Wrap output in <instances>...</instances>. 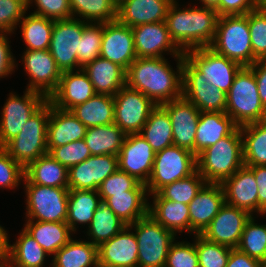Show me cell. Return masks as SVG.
Wrapping results in <instances>:
<instances>
[{
    "instance_id": "cell-1",
    "label": "cell",
    "mask_w": 266,
    "mask_h": 267,
    "mask_svg": "<svg viewBox=\"0 0 266 267\" xmlns=\"http://www.w3.org/2000/svg\"><path fill=\"white\" fill-rule=\"evenodd\" d=\"M185 57H176L177 71L165 57L136 58L126 71V85L140 91L156 105L182 96V68Z\"/></svg>"
},
{
    "instance_id": "cell-2",
    "label": "cell",
    "mask_w": 266,
    "mask_h": 267,
    "mask_svg": "<svg viewBox=\"0 0 266 267\" xmlns=\"http://www.w3.org/2000/svg\"><path fill=\"white\" fill-rule=\"evenodd\" d=\"M174 0L166 14V25L171 40L184 53L187 50L210 47L216 34L219 15L212 8L178 7ZM179 8V9H178Z\"/></svg>"
},
{
    "instance_id": "cell-3",
    "label": "cell",
    "mask_w": 266,
    "mask_h": 267,
    "mask_svg": "<svg viewBox=\"0 0 266 267\" xmlns=\"http://www.w3.org/2000/svg\"><path fill=\"white\" fill-rule=\"evenodd\" d=\"M197 171L207 183H222L244 165L240 127L196 156Z\"/></svg>"
},
{
    "instance_id": "cell-4",
    "label": "cell",
    "mask_w": 266,
    "mask_h": 267,
    "mask_svg": "<svg viewBox=\"0 0 266 267\" xmlns=\"http://www.w3.org/2000/svg\"><path fill=\"white\" fill-rule=\"evenodd\" d=\"M225 113L238 127L266 120L253 70L243 66L235 76L226 98Z\"/></svg>"
},
{
    "instance_id": "cell-5",
    "label": "cell",
    "mask_w": 266,
    "mask_h": 267,
    "mask_svg": "<svg viewBox=\"0 0 266 267\" xmlns=\"http://www.w3.org/2000/svg\"><path fill=\"white\" fill-rule=\"evenodd\" d=\"M210 48L242 66H251L257 61L250 40L249 12L244 15L219 16Z\"/></svg>"
},
{
    "instance_id": "cell-6",
    "label": "cell",
    "mask_w": 266,
    "mask_h": 267,
    "mask_svg": "<svg viewBox=\"0 0 266 267\" xmlns=\"http://www.w3.org/2000/svg\"><path fill=\"white\" fill-rule=\"evenodd\" d=\"M50 112L51 103L47 100L28 119L20 133L3 147L24 168L48 153L47 125Z\"/></svg>"
},
{
    "instance_id": "cell-7",
    "label": "cell",
    "mask_w": 266,
    "mask_h": 267,
    "mask_svg": "<svg viewBox=\"0 0 266 267\" xmlns=\"http://www.w3.org/2000/svg\"><path fill=\"white\" fill-rule=\"evenodd\" d=\"M138 243V267H165L167 254L176 235L149 214L129 225Z\"/></svg>"
},
{
    "instance_id": "cell-8",
    "label": "cell",
    "mask_w": 266,
    "mask_h": 267,
    "mask_svg": "<svg viewBox=\"0 0 266 267\" xmlns=\"http://www.w3.org/2000/svg\"><path fill=\"white\" fill-rule=\"evenodd\" d=\"M197 170L196 155L171 145L155 155L152 173L145 184L148 195L157 193L165 185L190 176Z\"/></svg>"
},
{
    "instance_id": "cell-9",
    "label": "cell",
    "mask_w": 266,
    "mask_h": 267,
    "mask_svg": "<svg viewBox=\"0 0 266 267\" xmlns=\"http://www.w3.org/2000/svg\"><path fill=\"white\" fill-rule=\"evenodd\" d=\"M26 220L66 222L69 188L30 183L25 177Z\"/></svg>"
},
{
    "instance_id": "cell-10",
    "label": "cell",
    "mask_w": 266,
    "mask_h": 267,
    "mask_svg": "<svg viewBox=\"0 0 266 267\" xmlns=\"http://www.w3.org/2000/svg\"><path fill=\"white\" fill-rule=\"evenodd\" d=\"M86 24V21L76 18L54 21L48 50L62 72L82 69L79 65V45Z\"/></svg>"
},
{
    "instance_id": "cell-11",
    "label": "cell",
    "mask_w": 266,
    "mask_h": 267,
    "mask_svg": "<svg viewBox=\"0 0 266 267\" xmlns=\"http://www.w3.org/2000/svg\"><path fill=\"white\" fill-rule=\"evenodd\" d=\"M48 100L40 92L27 90L23 96L10 93L2 108L0 120V147L16 137L28 119Z\"/></svg>"
},
{
    "instance_id": "cell-12",
    "label": "cell",
    "mask_w": 266,
    "mask_h": 267,
    "mask_svg": "<svg viewBox=\"0 0 266 267\" xmlns=\"http://www.w3.org/2000/svg\"><path fill=\"white\" fill-rule=\"evenodd\" d=\"M185 59L213 84L226 94L236 74L243 67L236 61L216 53L210 47H201L184 52Z\"/></svg>"
},
{
    "instance_id": "cell-13",
    "label": "cell",
    "mask_w": 266,
    "mask_h": 267,
    "mask_svg": "<svg viewBox=\"0 0 266 267\" xmlns=\"http://www.w3.org/2000/svg\"><path fill=\"white\" fill-rule=\"evenodd\" d=\"M157 105L140 91L122 87L114 95V123L126 134H139Z\"/></svg>"
},
{
    "instance_id": "cell-14",
    "label": "cell",
    "mask_w": 266,
    "mask_h": 267,
    "mask_svg": "<svg viewBox=\"0 0 266 267\" xmlns=\"http://www.w3.org/2000/svg\"><path fill=\"white\" fill-rule=\"evenodd\" d=\"M182 96L200 112H225L227 94L208 83L185 58L182 68Z\"/></svg>"
},
{
    "instance_id": "cell-15",
    "label": "cell",
    "mask_w": 266,
    "mask_h": 267,
    "mask_svg": "<svg viewBox=\"0 0 266 267\" xmlns=\"http://www.w3.org/2000/svg\"><path fill=\"white\" fill-rule=\"evenodd\" d=\"M22 62L29 84L27 90H33L49 96L57 89L62 71L49 50H26Z\"/></svg>"
},
{
    "instance_id": "cell-16",
    "label": "cell",
    "mask_w": 266,
    "mask_h": 267,
    "mask_svg": "<svg viewBox=\"0 0 266 267\" xmlns=\"http://www.w3.org/2000/svg\"><path fill=\"white\" fill-rule=\"evenodd\" d=\"M250 217L247 211L224 203L200 235L210 242L237 248L244 225Z\"/></svg>"
},
{
    "instance_id": "cell-17",
    "label": "cell",
    "mask_w": 266,
    "mask_h": 267,
    "mask_svg": "<svg viewBox=\"0 0 266 267\" xmlns=\"http://www.w3.org/2000/svg\"><path fill=\"white\" fill-rule=\"evenodd\" d=\"M118 169V156L91 155L68 169L69 190H98L102 182Z\"/></svg>"
},
{
    "instance_id": "cell-18",
    "label": "cell",
    "mask_w": 266,
    "mask_h": 267,
    "mask_svg": "<svg viewBox=\"0 0 266 267\" xmlns=\"http://www.w3.org/2000/svg\"><path fill=\"white\" fill-rule=\"evenodd\" d=\"M168 113L173 129V145L195 154V136L200 110L183 96L161 105Z\"/></svg>"
},
{
    "instance_id": "cell-19",
    "label": "cell",
    "mask_w": 266,
    "mask_h": 267,
    "mask_svg": "<svg viewBox=\"0 0 266 267\" xmlns=\"http://www.w3.org/2000/svg\"><path fill=\"white\" fill-rule=\"evenodd\" d=\"M131 29L137 58L164 57L162 53L165 51L173 57H185L171 40L165 21L141 24Z\"/></svg>"
},
{
    "instance_id": "cell-20",
    "label": "cell",
    "mask_w": 266,
    "mask_h": 267,
    "mask_svg": "<svg viewBox=\"0 0 266 267\" xmlns=\"http://www.w3.org/2000/svg\"><path fill=\"white\" fill-rule=\"evenodd\" d=\"M156 153L139 134L126 135L118 154V169L146 184L153 169Z\"/></svg>"
},
{
    "instance_id": "cell-21",
    "label": "cell",
    "mask_w": 266,
    "mask_h": 267,
    "mask_svg": "<svg viewBox=\"0 0 266 267\" xmlns=\"http://www.w3.org/2000/svg\"><path fill=\"white\" fill-rule=\"evenodd\" d=\"M100 56L127 71L137 58L131 27L121 24L118 20L103 23Z\"/></svg>"
},
{
    "instance_id": "cell-22",
    "label": "cell",
    "mask_w": 266,
    "mask_h": 267,
    "mask_svg": "<svg viewBox=\"0 0 266 267\" xmlns=\"http://www.w3.org/2000/svg\"><path fill=\"white\" fill-rule=\"evenodd\" d=\"M126 225L118 234L98 246V264L104 267H138V243Z\"/></svg>"
},
{
    "instance_id": "cell-23",
    "label": "cell",
    "mask_w": 266,
    "mask_h": 267,
    "mask_svg": "<svg viewBox=\"0 0 266 267\" xmlns=\"http://www.w3.org/2000/svg\"><path fill=\"white\" fill-rule=\"evenodd\" d=\"M96 94L93 84L83 69L62 72L57 89L48 101L55 107L71 110Z\"/></svg>"
},
{
    "instance_id": "cell-24",
    "label": "cell",
    "mask_w": 266,
    "mask_h": 267,
    "mask_svg": "<svg viewBox=\"0 0 266 267\" xmlns=\"http://www.w3.org/2000/svg\"><path fill=\"white\" fill-rule=\"evenodd\" d=\"M225 203L221 183H206L188 204L190 232L201 234Z\"/></svg>"
},
{
    "instance_id": "cell-25",
    "label": "cell",
    "mask_w": 266,
    "mask_h": 267,
    "mask_svg": "<svg viewBox=\"0 0 266 267\" xmlns=\"http://www.w3.org/2000/svg\"><path fill=\"white\" fill-rule=\"evenodd\" d=\"M225 203L247 211L250 215L258 213V186L253 171L243 165L221 183Z\"/></svg>"
},
{
    "instance_id": "cell-26",
    "label": "cell",
    "mask_w": 266,
    "mask_h": 267,
    "mask_svg": "<svg viewBox=\"0 0 266 267\" xmlns=\"http://www.w3.org/2000/svg\"><path fill=\"white\" fill-rule=\"evenodd\" d=\"M174 0H125L117 8V20L131 28L148 23L162 22Z\"/></svg>"
},
{
    "instance_id": "cell-27",
    "label": "cell",
    "mask_w": 266,
    "mask_h": 267,
    "mask_svg": "<svg viewBox=\"0 0 266 267\" xmlns=\"http://www.w3.org/2000/svg\"><path fill=\"white\" fill-rule=\"evenodd\" d=\"M87 127L70 110L59 109L51 104L47 125V147H58L84 139Z\"/></svg>"
},
{
    "instance_id": "cell-28",
    "label": "cell",
    "mask_w": 266,
    "mask_h": 267,
    "mask_svg": "<svg viewBox=\"0 0 266 267\" xmlns=\"http://www.w3.org/2000/svg\"><path fill=\"white\" fill-rule=\"evenodd\" d=\"M82 69L88 75L96 94L114 96L126 85V71L118 64L101 56L86 64Z\"/></svg>"
},
{
    "instance_id": "cell-29",
    "label": "cell",
    "mask_w": 266,
    "mask_h": 267,
    "mask_svg": "<svg viewBox=\"0 0 266 267\" xmlns=\"http://www.w3.org/2000/svg\"><path fill=\"white\" fill-rule=\"evenodd\" d=\"M153 195V204L148 203V214L175 235L177 232H190L188 205L164 199L158 192Z\"/></svg>"
},
{
    "instance_id": "cell-30",
    "label": "cell",
    "mask_w": 266,
    "mask_h": 267,
    "mask_svg": "<svg viewBox=\"0 0 266 267\" xmlns=\"http://www.w3.org/2000/svg\"><path fill=\"white\" fill-rule=\"evenodd\" d=\"M237 127L225 112H201L195 136V155L230 135Z\"/></svg>"
},
{
    "instance_id": "cell-31",
    "label": "cell",
    "mask_w": 266,
    "mask_h": 267,
    "mask_svg": "<svg viewBox=\"0 0 266 267\" xmlns=\"http://www.w3.org/2000/svg\"><path fill=\"white\" fill-rule=\"evenodd\" d=\"M26 221L24 229L49 255H54L72 239L73 233L66 222Z\"/></svg>"
},
{
    "instance_id": "cell-32",
    "label": "cell",
    "mask_w": 266,
    "mask_h": 267,
    "mask_svg": "<svg viewBox=\"0 0 266 267\" xmlns=\"http://www.w3.org/2000/svg\"><path fill=\"white\" fill-rule=\"evenodd\" d=\"M25 178L33 184L68 187V168L49 153L32 161L24 168Z\"/></svg>"
},
{
    "instance_id": "cell-33",
    "label": "cell",
    "mask_w": 266,
    "mask_h": 267,
    "mask_svg": "<svg viewBox=\"0 0 266 267\" xmlns=\"http://www.w3.org/2000/svg\"><path fill=\"white\" fill-rule=\"evenodd\" d=\"M50 256L24 228L15 244H8V255L3 267H43Z\"/></svg>"
},
{
    "instance_id": "cell-34",
    "label": "cell",
    "mask_w": 266,
    "mask_h": 267,
    "mask_svg": "<svg viewBox=\"0 0 266 267\" xmlns=\"http://www.w3.org/2000/svg\"><path fill=\"white\" fill-rule=\"evenodd\" d=\"M87 128L114 123V96L95 94L70 110Z\"/></svg>"
},
{
    "instance_id": "cell-35",
    "label": "cell",
    "mask_w": 266,
    "mask_h": 267,
    "mask_svg": "<svg viewBox=\"0 0 266 267\" xmlns=\"http://www.w3.org/2000/svg\"><path fill=\"white\" fill-rule=\"evenodd\" d=\"M147 190H129L110 196L105 203L126 224L131 225L148 214Z\"/></svg>"
},
{
    "instance_id": "cell-36",
    "label": "cell",
    "mask_w": 266,
    "mask_h": 267,
    "mask_svg": "<svg viewBox=\"0 0 266 267\" xmlns=\"http://www.w3.org/2000/svg\"><path fill=\"white\" fill-rule=\"evenodd\" d=\"M102 203L98 190H70L68 197L66 223L75 233L77 224H89L93 219L94 211Z\"/></svg>"
},
{
    "instance_id": "cell-37",
    "label": "cell",
    "mask_w": 266,
    "mask_h": 267,
    "mask_svg": "<svg viewBox=\"0 0 266 267\" xmlns=\"http://www.w3.org/2000/svg\"><path fill=\"white\" fill-rule=\"evenodd\" d=\"M52 267H98V246L73 238L53 255Z\"/></svg>"
},
{
    "instance_id": "cell-38",
    "label": "cell",
    "mask_w": 266,
    "mask_h": 267,
    "mask_svg": "<svg viewBox=\"0 0 266 267\" xmlns=\"http://www.w3.org/2000/svg\"><path fill=\"white\" fill-rule=\"evenodd\" d=\"M139 135L148 142L155 153L173 145L171 120L161 105H157L151 111Z\"/></svg>"
},
{
    "instance_id": "cell-39",
    "label": "cell",
    "mask_w": 266,
    "mask_h": 267,
    "mask_svg": "<svg viewBox=\"0 0 266 267\" xmlns=\"http://www.w3.org/2000/svg\"><path fill=\"white\" fill-rule=\"evenodd\" d=\"M126 134L115 124L87 128L84 140L91 155L118 156Z\"/></svg>"
},
{
    "instance_id": "cell-40",
    "label": "cell",
    "mask_w": 266,
    "mask_h": 267,
    "mask_svg": "<svg viewBox=\"0 0 266 267\" xmlns=\"http://www.w3.org/2000/svg\"><path fill=\"white\" fill-rule=\"evenodd\" d=\"M245 166L266 165V120L240 127Z\"/></svg>"
},
{
    "instance_id": "cell-41",
    "label": "cell",
    "mask_w": 266,
    "mask_h": 267,
    "mask_svg": "<svg viewBox=\"0 0 266 267\" xmlns=\"http://www.w3.org/2000/svg\"><path fill=\"white\" fill-rule=\"evenodd\" d=\"M20 23L26 50L49 49L54 20L31 13L27 16L24 14Z\"/></svg>"
},
{
    "instance_id": "cell-42",
    "label": "cell",
    "mask_w": 266,
    "mask_h": 267,
    "mask_svg": "<svg viewBox=\"0 0 266 267\" xmlns=\"http://www.w3.org/2000/svg\"><path fill=\"white\" fill-rule=\"evenodd\" d=\"M126 224L102 202L94 211L93 219L88 226L87 235L91 237L92 244L99 246L118 234Z\"/></svg>"
},
{
    "instance_id": "cell-43",
    "label": "cell",
    "mask_w": 266,
    "mask_h": 267,
    "mask_svg": "<svg viewBox=\"0 0 266 267\" xmlns=\"http://www.w3.org/2000/svg\"><path fill=\"white\" fill-rule=\"evenodd\" d=\"M72 18L87 23H108L117 20V8L110 0H69ZM77 14V15H76ZM80 17V18H79Z\"/></svg>"
},
{
    "instance_id": "cell-44",
    "label": "cell",
    "mask_w": 266,
    "mask_h": 267,
    "mask_svg": "<svg viewBox=\"0 0 266 267\" xmlns=\"http://www.w3.org/2000/svg\"><path fill=\"white\" fill-rule=\"evenodd\" d=\"M207 182L196 170L190 176L165 185L158 193L164 198L188 205Z\"/></svg>"
},
{
    "instance_id": "cell-45",
    "label": "cell",
    "mask_w": 266,
    "mask_h": 267,
    "mask_svg": "<svg viewBox=\"0 0 266 267\" xmlns=\"http://www.w3.org/2000/svg\"><path fill=\"white\" fill-rule=\"evenodd\" d=\"M251 217L244 225L238 249L250 257L260 261L266 260V224L255 223V217Z\"/></svg>"
},
{
    "instance_id": "cell-46",
    "label": "cell",
    "mask_w": 266,
    "mask_h": 267,
    "mask_svg": "<svg viewBox=\"0 0 266 267\" xmlns=\"http://www.w3.org/2000/svg\"><path fill=\"white\" fill-rule=\"evenodd\" d=\"M199 267H226L231 247L206 240L194 234Z\"/></svg>"
},
{
    "instance_id": "cell-47",
    "label": "cell",
    "mask_w": 266,
    "mask_h": 267,
    "mask_svg": "<svg viewBox=\"0 0 266 267\" xmlns=\"http://www.w3.org/2000/svg\"><path fill=\"white\" fill-rule=\"evenodd\" d=\"M103 23H87L79 45V65L83 68L100 56Z\"/></svg>"
},
{
    "instance_id": "cell-48",
    "label": "cell",
    "mask_w": 266,
    "mask_h": 267,
    "mask_svg": "<svg viewBox=\"0 0 266 267\" xmlns=\"http://www.w3.org/2000/svg\"><path fill=\"white\" fill-rule=\"evenodd\" d=\"M129 190H146V186L134 176L119 169L108 176L98 188L102 202H105L114 194L124 193V191Z\"/></svg>"
},
{
    "instance_id": "cell-49",
    "label": "cell",
    "mask_w": 266,
    "mask_h": 267,
    "mask_svg": "<svg viewBox=\"0 0 266 267\" xmlns=\"http://www.w3.org/2000/svg\"><path fill=\"white\" fill-rule=\"evenodd\" d=\"M249 32L254 57L266 60V12L258 7L249 12Z\"/></svg>"
},
{
    "instance_id": "cell-50",
    "label": "cell",
    "mask_w": 266,
    "mask_h": 267,
    "mask_svg": "<svg viewBox=\"0 0 266 267\" xmlns=\"http://www.w3.org/2000/svg\"><path fill=\"white\" fill-rule=\"evenodd\" d=\"M48 153L68 169L91 156L84 139L58 147H47Z\"/></svg>"
},
{
    "instance_id": "cell-51",
    "label": "cell",
    "mask_w": 266,
    "mask_h": 267,
    "mask_svg": "<svg viewBox=\"0 0 266 267\" xmlns=\"http://www.w3.org/2000/svg\"><path fill=\"white\" fill-rule=\"evenodd\" d=\"M27 0H0V32L12 33L27 12Z\"/></svg>"
},
{
    "instance_id": "cell-52",
    "label": "cell",
    "mask_w": 266,
    "mask_h": 267,
    "mask_svg": "<svg viewBox=\"0 0 266 267\" xmlns=\"http://www.w3.org/2000/svg\"><path fill=\"white\" fill-rule=\"evenodd\" d=\"M165 267H199L195 243L174 241L169 248Z\"/></svg>"
},
{
    "instance_id": "cell-53",
    "label": "cell",
    "mask_w": 266,
    "mask_h": 267,
    "mask_svg": "<svg viewBox=\"0 0 266 267\" xmlns=\"http://www.w3.org/2000/svg\"><path fill=\"white\" fill-rule=\"evenodd\" d=\"M24 177V167L0 147V188L14 189Z\"/></svg>"
},
{
    "instance_id": "cell-54",
    "label": "cell",
    "mask_w": 266,
    "mask_h": 267,
    "mask_svg": "<svg viewBox=\"0 0 266 267\" xmlns=\"http://www.w3.org/2000/svg\"><path fill=\"white\" fill-rule=\"evenodd\" d=\"M35 3L36 11L32 14L46 17L52 20H64L72 18L69 0H27V10L31 3Z\"/></svg>"
},
{
    "instance_id": "cell-55",
    "label": "cell",
    "mask_w": 266,
    "mask_h": 267,
    "mask_svg": "<svg viewBox=\"0 0 266 267\" xmlns=\"http://www.w3.org/2000/svg\"><path fill=\"white\" fill-rule=\"evenodd\" d=\"M258 7V0H220L216 9L219 16L244 15Z\"/></svg>"
},
{
    "instance_id": "cell-56",
    "label": "cell",
    "mask_w": 266,
    "mask_h": 267,
    "mask_svg": "<svg viewBox=\"0 0 266 267\" xmlns=\"http://www.w3.org/2000/svg\"><path fill=\"white\" fill-rule=\"evenodd\" d=\"M11 33L0 32V78H5L14 71L16 59L10 50L9 38L7 35Z\"/></svg>"
},
{
    "instance_id": "cell-57",
    "label": "cell",
    "mask_w": 266,
    "mask_h": 267,
    "mask_svg": "<svg viewBox=\"0 0 266 267\" xmlns=\"http://www.w3.org/2000/svg\"><path fill=\"white\" fill-rule=\"evenodd\" d=\"M254 173L258 186V214H266V165L248 166Z\"/></svg>"
},
{
    "instance_id": "cell-58",
    "label": "cell",
    "mask_w": 266,
    "mask_h": 267,
    "mask_svg": "<svg viewBox=\"0 0 266 267\" xmlns=\"http://www.w3.org/2000/svg\"><path fill=\"white\" fill-rule=\"evenodd\" d=\"M249 67L255 76L260 101L266 108V60H257Z\"/></svg>"
},
{
    "instance_id": "cell-59",
    "label": "cell",
    "mask_w": 266,
    "mask_h": 267,
    "mask_svg": "<svg viewBox=\"0 0 266 267\" xmlns=\"http://www.w3.org/2000/svg\"><path fill=\"white\" fill-rule=\"evenodd\" d=\"M260 262L238 248H232L226 267H259Z\"/></svg>"
},
{
    "instance_id": "cell-60",
    "label": "cell",
    "mask_w": 266,
    "mask_h": 267,
    "mask_svg": "<svg viewBox=\"0 0 266 267\" xmlns=\"http://www.w3.org/2000/svg\"><path fill=\"white\" fill-rule=\"evenodd\" d=\"M9 235L7 231L0 225V267L4 266L8 255Z\"/></svg>"
},
{
    "instance_id": "cell-61",
    "label": "cell",
    "mask_w": 266,
    "mask_h": 267,
    "mask_svg": "<svg viewBox=\"0 0 266 267\" xmlns=\"http://www.w3.org/2000/svg\"><path fill=\"white\" fill-rule=\"evenodd\" d=\"M199 1L203 3V5H201V6H204L207 8H212V9L216 10L219 6L220 0H199Z\"/></svg>"
},
{
    "instance_id": "cell-62",
    "label": "cell",
    "mask_w": 266,
    "mask_h": 267,
    "mask_svg": "<svg viewBox=\"0 0 266 267\" xmlns=\"http://www.w3.org/2000/svg\"><path fill=\"white\" fill-rule=\"evenodd\" d=\"M258 8L266 12V0H258Z\"/></svg>"
},
{
    "instance_id": "cell-63",
    "label": "cell",
    "mask_w": 266,
    "mask_h": 267,
    "mask_svg": "<svg viewBox=\"0 0 266 267\" xmlns=\"http://www.w3.org/2000/svg\"><path fill=\"white\" fill-rule=\"evenodd\" d=\"M118 8L125 0H110Z\"/></svg>"
},
{
    "instance_id": "cell-64",
    "label": "cell",
    "mask_w": 266,
    "mask_h": 267,
    "mask_svg": "<svg viewBox=\"0 0 266 267\" xmlns=\"http://www.w3.org/2000/svg\"><path fill=\"white\" fill-rule=\"evenodd\" d=\"M259 267H266V260H262Z\"/></svg>"
}]
</instances>
